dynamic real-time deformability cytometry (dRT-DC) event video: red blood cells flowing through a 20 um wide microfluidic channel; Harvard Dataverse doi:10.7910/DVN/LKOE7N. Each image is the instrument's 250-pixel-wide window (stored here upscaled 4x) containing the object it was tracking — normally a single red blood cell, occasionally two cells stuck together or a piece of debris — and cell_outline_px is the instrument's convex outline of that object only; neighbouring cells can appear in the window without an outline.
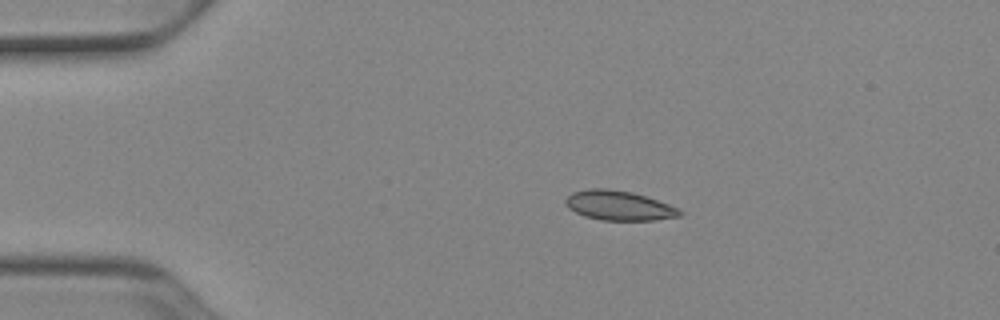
{"species": "Egyptian fruit bat (a non-hibernating species)", "species_latin": "Rousettus aegyptiacus", "temperature_condition": "cold", "stored_images_in_passage": 42, "camera_frame_rate_fps": 3000, "um_per_image_px": 0.085, "animal": {"sex": "female"}, "frame": {"image": 1, "passage_image": 1, "time_ms": 0.0, "image_size_px": [1000, 320], "cell_outline_px": [[684, 212], [680, 216], [656, 220], [600, 220], [584, 216], [568, 208], [564, 204], [564, 200], [572, 192], [588, 188], [608, 188], [632, 192], [680, 208]], "centroid_in_image_um": [52.59, 17.47], "position_along_channel_um": 32.4, "area_um2": 19.83}}
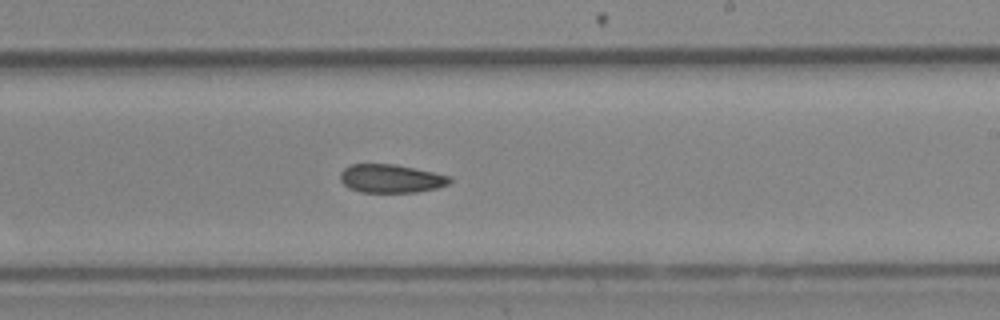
{"frame": {"image": 2, "passage_image": 22, "time_ms": 7.0, "image_size_px": [1000, 320], "cell_outline_px": [[452, 180], [448, 184], [436, 188], [416, 192], [360, 192], [348, 188], [340, 180], [340, 172], [344, 168], [352, 164], [392, 164], [452, 176]], "centroid_in_image_um": [33.21, 15.18], "position_along_channel_um": 255.8, "area_um2": 18.03}}
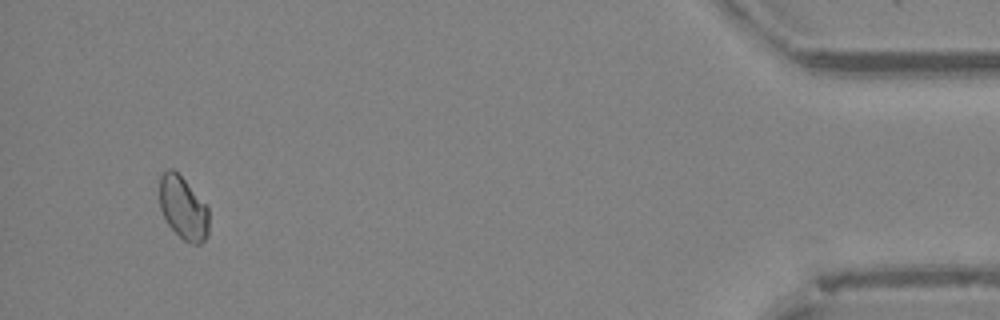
{"frame": {"image": 3, "passage_image": 40, "time_ms": 13.0, "image_size_px": [1000, 320], "cell_outline_px": [[208, 236], [200, 244], [192, 244], [184, 240], [168, 224], [160, 208], [160, 176], [168, 168], [172, 168], [208, 204]], "centroid_in_image_um": [15.59, 17.68], "position_along_channel_um": 419.6, "area_um2": 18.09}}